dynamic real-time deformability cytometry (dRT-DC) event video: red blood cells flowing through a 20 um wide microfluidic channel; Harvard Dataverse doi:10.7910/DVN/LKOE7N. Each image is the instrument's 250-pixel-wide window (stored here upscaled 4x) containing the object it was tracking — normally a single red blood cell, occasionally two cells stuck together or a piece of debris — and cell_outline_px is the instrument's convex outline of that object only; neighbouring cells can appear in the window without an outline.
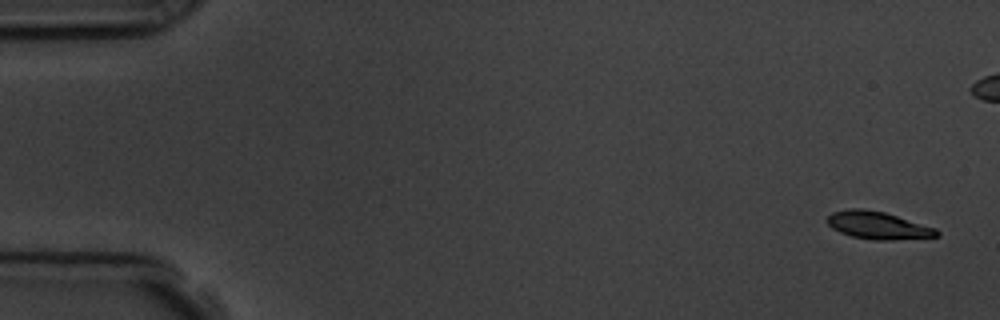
{"species": "common noctule bat (a hibernating species)", "species_latin": "Nyctalus noctula", "temperature_condition": "room temperature", "stored_images_in_passage": 5, "camera_frame_rate_fps": 3000, "um_per_image_px": 0.085, "animal": {"sex": "male", "body_mass_g": 19.5, "forearm_length_mm": 54.6}, "frame": {"image": 1, "passage_image": 1, "time_ms": 0.0, "image_size_px": [1000, 320], "cell_outline_px": [[940, 236], [892, 240], [872, 240], [852, 236], [840, 232], [832, 228], [824, 220], [832, 212], [848, 208], [864, 208], [884, 212], [936, 228], [940, 232]], "centroid_in_image_um": [74.6, 19.15], "position_along_channel_um": 10.4, "area_um2": 17.69}}